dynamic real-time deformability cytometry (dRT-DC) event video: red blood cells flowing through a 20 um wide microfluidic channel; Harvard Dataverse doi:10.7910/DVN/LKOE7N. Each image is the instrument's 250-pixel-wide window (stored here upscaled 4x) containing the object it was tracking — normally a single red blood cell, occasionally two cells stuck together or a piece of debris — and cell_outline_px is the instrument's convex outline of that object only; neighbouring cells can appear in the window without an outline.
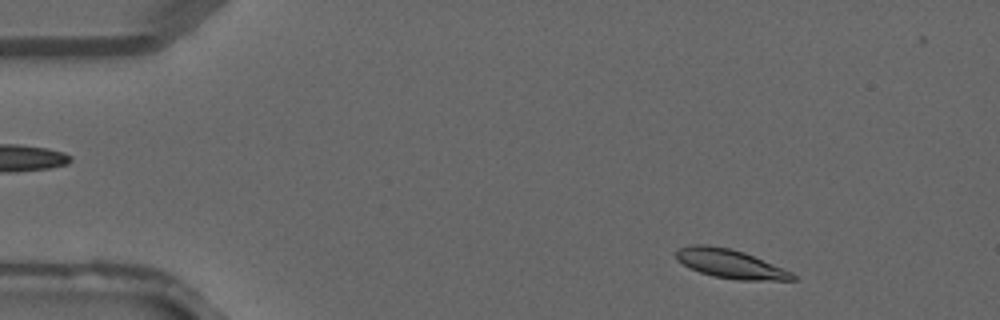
{"species": "common noctule bat (a hibernating species)", "species_latin": "Nyctalus noctula", "temperature_condition": "warm", "stored_images_in_passage": 37, "camera_frame_rate_fps": 3000, "um_per_image_px": 0.085, "animal": {"sex": "male", "forearm_length_mm": 52.5}, "frame": {"image": 1, "passage_image": 3, "time_ms": 0.667, "image_size_px": [1000, 320], "cell_outline_px": [[796, 280], [736, 280], [712, 276], [700, 272], [676, 260], [676, 252], [680, 248], [692, 244], [708, 244], [728, 248], [744, 252], [792, 272], [796, 276]], "centroid_in_image_um": [62.07, 22.42], "position_along_channel_um": 22.9, "area_um2": 19.48}}
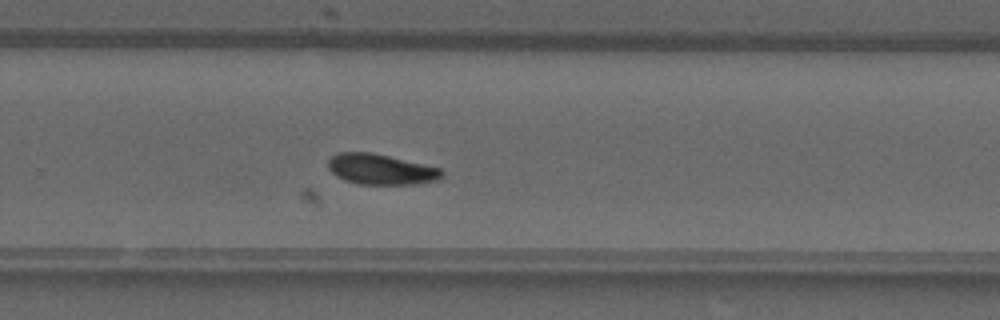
{"frame": {"image": 2, "passage_image": 24, "time_ms": 7.667, "image_size_px": [1000, 320], "cell_outline_px": [[444, 172], [436, 180], [412, 184], [360, 184], [344, 180], [336, 176], [328, 168], [328, 160], [336, 152], [372, 152], [440, 168]], "centroid_in_image_um": [32.31, 14.38], "position_along_channel_um": 297.5, "area_um2": 20.06}}
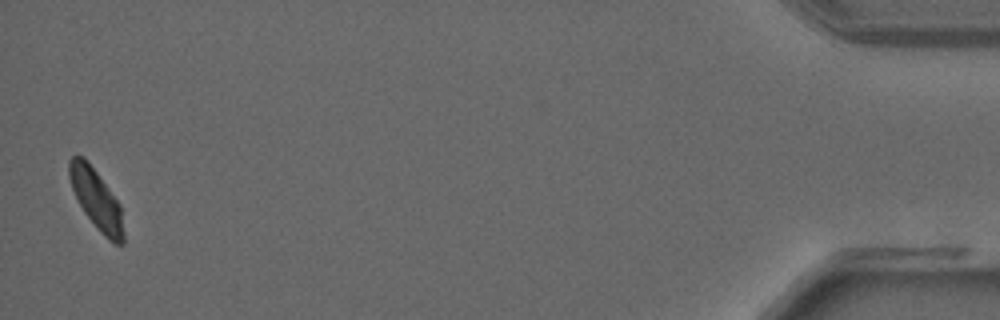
{"frame": {"image": 3, "passage_image": 37, "time_ms": 12.0, "image_size_px": [1000, 320], "cell_outline_px": [[124, 244], [116, 244], [108, 240], [104, 236], [84, 212], [72, 188], [68, 176], [68, 160], [72, 156], [84, 156], [88, 160], [120, 204], [124, 232]], "centroid_in_image_um": [8.19, 16.92], "position_along_channel_um": 427.0, "area_um2": 18.9}}